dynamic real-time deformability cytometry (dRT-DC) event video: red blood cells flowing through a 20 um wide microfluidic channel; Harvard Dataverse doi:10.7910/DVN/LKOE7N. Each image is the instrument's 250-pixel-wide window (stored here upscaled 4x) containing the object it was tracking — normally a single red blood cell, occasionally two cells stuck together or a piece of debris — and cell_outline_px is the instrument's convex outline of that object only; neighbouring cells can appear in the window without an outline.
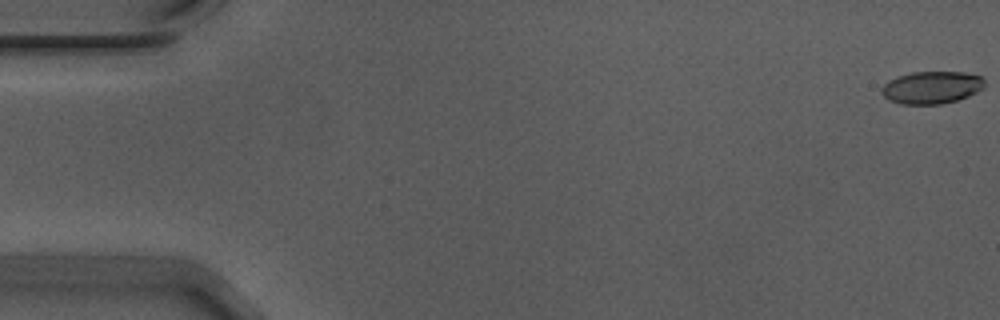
{"species": "Egyptian fruit bat (a non-hibernating species)", "species_latin": "Rousettus aegyptiacus", "temperature_condition": "warm", "stored_images_in_passage": 3, "camera_frame_rate_fps": 3000, "um_per_image_px": 0.085, "animal": {"sex": "male"}, "frame": {"image": 1, "passage_image": 1, "time_ms": 0.0, "image_size_px": [1000, 320], "cell_outline_px": [[984, 88], [968, 96], [956, 100], [940, 104], [900, 104], [888, 100], [880, 92], [880, 88], [888, 80], [912, 72], [964, 72], [980, 76], [984, 80]], "centroid_in_image_um": [79.16, 7.44], "position_along_channel_um": 5.8, "area_um2": 19.48}}